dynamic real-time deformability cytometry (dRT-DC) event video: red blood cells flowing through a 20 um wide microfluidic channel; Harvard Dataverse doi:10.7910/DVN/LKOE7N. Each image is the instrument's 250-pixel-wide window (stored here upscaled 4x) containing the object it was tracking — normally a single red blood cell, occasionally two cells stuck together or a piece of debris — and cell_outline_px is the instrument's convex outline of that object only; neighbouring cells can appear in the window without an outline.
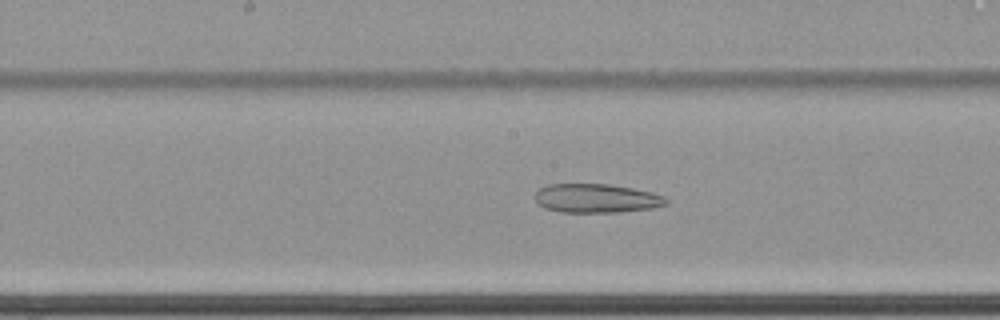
{"species": "common noctule bat (a hibernating species)", "species_latin": "Nyctalus noctula", "temperature_condition": "cold", "stored_images_in_passage": 45, "camera_frame_rate_fps": 3000, "um_per_image_px": 0.085, "animal": {"sex": "female", "body_mass_g": 22.7, "forearm_length_mm": 54.2}, "frame": {"image": 1, "passage_image": 17, "time_ms": 5.333, "image_size_px": [1000, 320], "cell_outline_px": [[668, 204], [652, 208], [620, 212], [560, 212], [544, 208], [536, 204], [536, 192], [540, 188], [548, 184], [608, 184], [632, 188], [652, 192], [664, 196], [668, 200]], "centroid_in_image_um": [50.69, 16.86], "position_along_channel_um": 197.5, "area_um2": 22.2}}
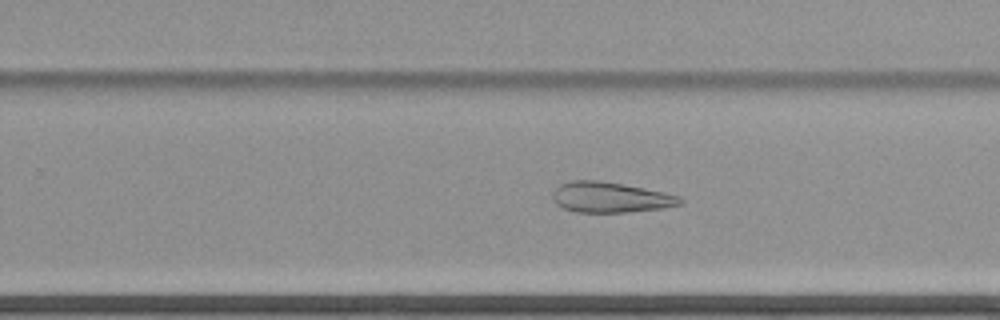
{"frame": {"image": 2, "passage_image": 24, "time_ms": 7.667, "image_size_px": [1000, 320], "cell_outline_px": [[684, 204], [664, 208], [628, 212], [576, 212], [564, 208], [556, 204], [552, 196], [552, 192], [560, 184], [568, 180], [600, 180], [644, 188], [664, 192], [680, 196], [684, 200]], "centroid_in_image_um": [51.9, 16.77], "position_along_channel_um": 277.9, "area_um2": 22.83}}
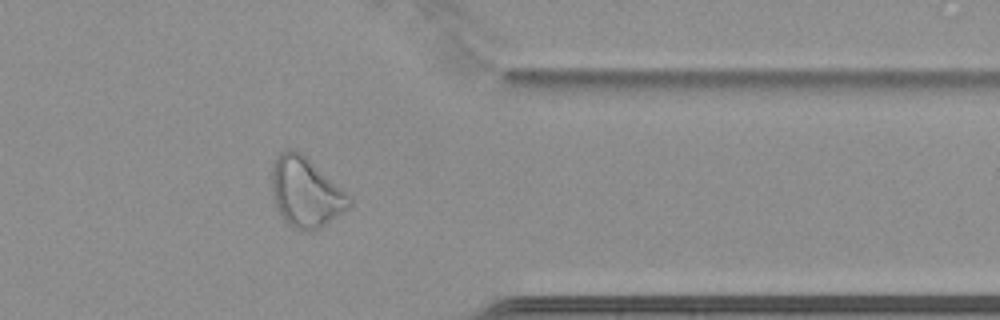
{"frame": {"image": 3, "passage_image": 34, "time_ms": 11.0, "image_size_px": [1000, 320], "cell_outline_px": [[352, 204], [344, 212], [320, 228], [308, 232], [304, 232], [292, 228], [280, 216], [276, 208], [272, 196], [272, 160], [280, 152], [288, 148], [292, 148], [300, 152], [340, 188], [352, 200]], "centroid_in_image_um": [25.93, 16.37], "position_along_channel_um": 385.5, "area_um2": 31.39}}